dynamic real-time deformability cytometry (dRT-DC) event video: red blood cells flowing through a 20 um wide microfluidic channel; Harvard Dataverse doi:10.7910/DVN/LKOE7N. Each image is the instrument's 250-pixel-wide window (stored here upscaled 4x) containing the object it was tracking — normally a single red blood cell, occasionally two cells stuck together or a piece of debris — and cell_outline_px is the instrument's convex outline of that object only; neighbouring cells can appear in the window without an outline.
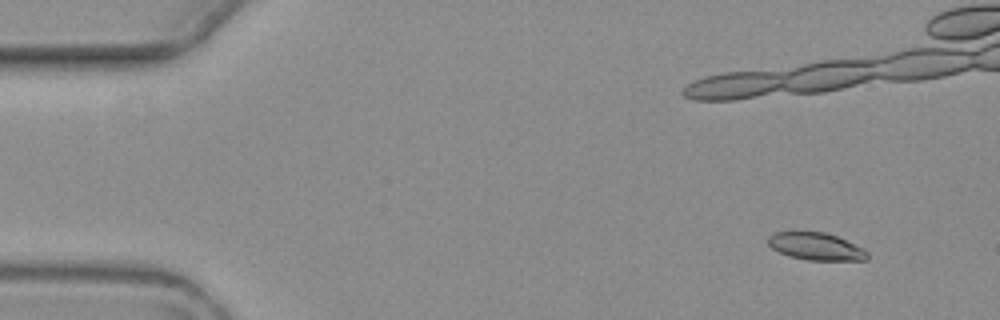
{"species": "common noctule bat (a hibernating species)", "species_latin": "Nyctalus noctula", "temperature_condition": "warm", "stored_images_in_passage": 6, "camera_frame_rate_fps": 3000, "um_per_image_px": 0.085, "animal": {"sex": "female", "body_mass_g": 19.3, "forearm_length_mm": 54.1}, "frame": {"image": 1, "passage_image": 2, "time_ms": 1.333, "image_size_px": [1000, 320], "cell_outline_px": [[868, 260], [808, 260], [788, 256], [772, 248], [768, 244], [768, 236], [776, 232], [824, 232], [836, 236], [864, 248], [868, 252]], "centroid_in_image_um": [69.37, 20.95], "position_along_channel_um": 15.6, "area_um2": 15.78}}